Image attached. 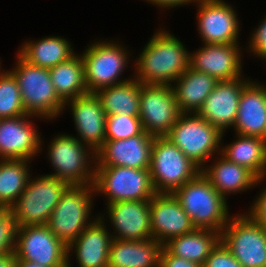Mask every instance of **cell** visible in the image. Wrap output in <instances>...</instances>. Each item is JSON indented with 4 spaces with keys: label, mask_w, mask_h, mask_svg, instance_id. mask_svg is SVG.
I'll use <instances>...</instances> for the list:
<instances>
[{
    "label": "cell",
    "mask_w": 266,
    "mask_h": 267,
    "mask_svg": "<svg viewBox=\"0 0 266 267\" xmlns=\"http://www.w3.org/2000/svg\"><path fill=\"white\" fill-rule=\"evenodd\" d=\"M260 24L250 38L249 52L266 60V18Z\"/></svg>",
    "instance_id": "obj_37"
},
{
    "label": "cell",
    "mask_w": 266,
    "mask_h": 267,
    "mask_svg": "<svg viewBox=\"0 0 266 267\" xmlns=\"http://www.w3.org/2000/svg\"><path fill=\"white\" fill-rule=\"evenodd\" d=\"M260 193L254 200L250 212L248 215L263 229L266 230V188L262 189Z\"/></svg>",
    "instance_id": "obj_38"
},
{
    "label": "cell",
    "mask_w": 266,
    "mask_h": 267,
    "mask_svg": "<svg viewBox=\"0 0 266 267\" xmlns=\"http://www.w3.org/2000/svg\"><path fill=\"white\" fill-rule=\"evenodd\" d=\"M202 267H243L220 241L212 250Z\"/></svg>",
    "instance_id": "obj_36"
},
{
    "label": "cell",
    "mask_w": 266,
    "mask_h": 267,
    "mask_svg": "<svg viewBox=\"0 0 266 267\" xmlns=\"http://www.w3.org/2000/svg\"><path fill=\"white\" fill-rule=\"evenodd\" d=\"M16 228L10 208L0 205V254L15 251Z\"/></svg>",
    "instance_id": "obj_35"
},
{
    "label": "cell",
    "mask_w": 266,
    "mask_h": 267,
    "mask_svg": "<svg viewBox=\"0 0 266 267\" xmlns=\"http://www.w3.org/2000/svg\"><path fill=\"white\" fill-rule=\"evenodd\" d=\"M143 131L139 117L124 114L106 116V140L127 139Z\"/></svg>",
    "instance_id": "obj_34"
},
{
    "label": "cell",
    "mask_w": 266,
    "mask_h": 267,
    "mask_svg": "<svg viewBox=\"0 0 266 267\" xmlns=\"http://www.w3.org/2000/svg\"><path fill=\"white\" fill-rule=\"evenodd\" d=\"M17 256L15 251L0 254V267H16Z\"/></svg>",
    "instance_id": "obj_41"
},
{
    "label": "cell",
    "mask_w": 266,
    "mask_h": 267,
    "mask_svg": "<svg viewBox=\"0 0 266 267\" xmlns=\"http://www.w3.org/2000/svg\"><path fill=\"white\" fill-rule=\"evenodd\" d=\"M122 47L118 42L98 41L81 54L88 93H96L131 79H119L129 62V53Z\"/></svg>",
    "instance_id": "obj_10"
},
{
    "label": "cell",
    "mask_w": 266,
    "mask_h": 267,
    "mask_svg": "<svg viewBox=\"0 0 266 267\" xmlns=\"http://www.w3.org/2000/svg\"><path fill=\"white\" fill-rule=\"evenodd\" d=\"M219 81L205 72L188 68L172 83L180 113H197Z\"/></svg>",
    "instance_id": "obj_26"
},
{
    "label": "cell",
    "mask_w": 266,
    "mask_h": 267,
    "mask_svg": "<svg viewBox=\"0 0 266 267\" xmlns=\"http://www.w3.org/2000/svg\"><path fill=\"white\" fill-rule=\"evenodd\" d=\"M172 194L195 228L222 232L230 218L227 201L202 172Z\"/></svg>",
    "instance_id": "obj_2"
},
{
    "label": "cell",
    "mask_w": 266,
    "mask_h": 267,
    "mask_svg": "<svg viewBox=\"0 0 266 267\" xmlns=\"http://www.w3.org/2000/svg\"><path fill=\"white\" fill-rule=\"evenodd\" d=\"M30 160H0V205L10 208L24 191L29 178Z\"/></svg>",
    "instance_id": "obj_32"
},
{
    "label": "cell",
    "mask_w": 266,
    "mask_h": 267,
    "mask_svg": "<svg viewBox=\"0 0 266 267\" xmlns=\"http://www.w3.org/2000/svg\"><path fill=\"white\" fill-rule=\"evenodd\" d=\"M180 114L172 85L141 84L139 119L146 133L166 136Z\"/></svg>",
    "instance_id": "obj_13"
},
{
    "label": "cell",
    "mask_w": 266,
    "mask_h": 267,
    "mask_svg": "<svg viewBox=\"0 0 266 267\" xmlns=\"http://www.w3.org/2000/svg\"><path fill=\"white\" fill-rule=\"evenodd\" d=\"M159 267H202V265L175 256L164 246L160 254Z\"/></svg>",
    "instance_id": "obj_39"
},
{
    "label": "cell",
    "mask_w": 266,
    "mask_h": 267,
    "mask_svg": "<svg viewBox=\"0 0 266 267\" xmlns=\"http://www.w3.org/2000/svg\"><path fill=\"white\" fill-rule=\"evenodd\" d=\"M93 193V184L70 185L52 211L47 226L66 246L91 224Z\"/></svg>",
    "instance_id": "obj_8"
},
{
    "label": "cell",
    "mask_w": 266,
    "mask_h": 267,
    "mask_svg": "<svg viewBox=\"0 0 266 267\" xmlns=\"http://www.w3.org/2000/svg\"><path fill=\"white\" fill-rule=\"evenodd\" d=\"M108 217L113 225L112 238L141 241L151 239L150 200L119 201L107 205Z\"/></svg>",
    "instance_id": "obj_21"
},
{
    "label": "cell",
    "mask_w": 266,
    "mask_h": 267,
    "mask_svg": "<svg viewBox=\"0 0 266 267\" xmlns=\"http://www.w3.org/2000/svg\"><path fill=\"white\" fill-rule=\"evenodd\" d=\"M16 66L11 69L21 92L27 114L43 119H56L65 102L56 93L49 68L32 65L17 53Z\"/></svg>",
    "instance_id": "obj_3"
},
{
    "label": "cell",
    "mask_w": 266,
    "mask_h": 267,
    "mask_svg": "<svg viewBox=\"0 0 266 267\" xmlns=\"http://www.w3.org/2000/svg\"><path fill=\"white\" fill-rule=\"evenodd\" d=\"M238 44H204L195 53H190L189 67L218 81L241 78L242 57Z\"/></svg>",
    "instance_id": "obj_17"
},
{
    "label": "cell",
    "mask_w": 266,
    "mask_h": 267,
    "mask_svg": "<svg viewBox=\"0 0 266 267\" xmlns=\"http://www.w3.org/2000/svg\"><path fill=\"white\" fill-rule=\"evenodd\" d=\"M95 194L106 195L107 203L151 200L156 194L149 169L124 166H95Z\"/></svg>",
    "instance_id": "obj_9"
},
{
    "label": "cell",
    "mask_w": 266,
    "mask_h": 267,
    "mask_svg": "<svg viewBox=\"0 0 266 267\" xmlns=\"http://www.w3.org/2000/svg\"><path fill=\"white\" fill-rule=\"evenodd\" d=\"M220 156L216 157L218 161L215 160L212 166H203L201 172L225 199L232 192L236 194L246 191L264 180L265 177L257 178L247 168L228 161L221 154Z\"/></svg>",
    "instance_id": "obj_24"
},
{
    "label": "cell",
    "mask_w": 266,
    "mask_h": 267,
    "mask_svg": "<svg viewBox=\"0 0 266 267\" xmlns=\"http://www.w3.org/2000/svg\"><path fill=\"white\" fill-rule=\"evenodd\" d=\"M141 84L133 77L124 83L97 91L95 94L106 116L124 114L139 117Z\"/></svg>",
    "instance_id": "obj_30"
},
{
    "label": "cell",
    "mask_w": 266,
    "mask_h": 267,
    "mask_svg": "<svg viewBox=\"0 0 266 267\" xmlns=\"http://www.w3.org/2000/svg\"><path fill=\"white\" fill-rule=\"evenodd\" d=\"M221 241L243 267H266V230L248 214L230 217Z\"/></svg>",
    "instance_id": "obj_11"
},
{
    "label": "cell",
    "mask_w": 266,
    "mask_h": 267,
    "mask_svg": "<svg viewBox=\"0 0 266 267\" xmlns=\"http://www.w3.org/2000/svg\"><path fill=\"white\" fill-rule=\"evenodd\" d=\"M224 134L197 113H181L165 137L202 169L215 153H220Z\"/></svg>",
    "instance_id": "obj_6"
},
{
    "label": "cell",
    "mask_w": 266,
    "mask_h": 267,
    "mask_svg": "<svg viewBox=\"0 0 266 267\" xmlns=\"http://www.w3.org/2000/svg\"><path fill=\"white\" fill-rule=\"evenodd\" d=\"M49 71L55 91L64 102L88 94L81 55L75 54Z\"/></svg>",
    "instance_id": "obj_31"
},
{
    "label": "cell",
    "mask_w": 266,
    "mask_h": 267,
    "mask_svg": "<svg viewBox=\"0 0 266 267\" xmlns=\"http://www.w3.org/2000/svg\"><path fill=\"white\" fill-rule=\"evenodd\" d=\"M48 147L49 161L55 170L48 175L64 180L71 186L94 183L96 153L90 147L65 133L54 137Z\"/></svg>",
    "instance_id": "obj_7"
},
{
    "label": "cell",
    "mask_w": 266,
    "mask_h": 267,
    "mask_svg": "<svg viewBox=\"0 0 266 267\" xmlns=\"http://www.w3.org/2000/svg\"><path fill=\"white\" fill-rule=\"evenodd\" d=\"M236 138L231 144L222 146L220 154L228 161L247 168L257 178L266 177V140L239 134Z\"/></svg>",
    "instance_id": "obj_27"
},
{
    "label": "cell",
    "mask_w": 266,
    "mask_h": 267,
    "mask_svg": "<svg viewBox=\"0 0 266 267\" xmlns=\"http://www.w3.org/2000/svg\"><path fill=\"white\" fill-rule=\"evenodd\" d=\"M18 54L30 64L43 68L54 67L75 55L67 39L53 35L36 42L26 41Z\"/></svg>",
    "instance_id": "obj_29"
},
{
    "label": "cell",
    "mask_w": 266,
    "mask_h": 267,
    "mask_svg": "<svg viewBox=\"0 0 266 267\" xmlns=\"http://www.w3.org/2000/svg\"><path fill=\"white\" fill-rule=\"evenodd\" d=\"M221 241V233L195 228L192 232L171 239L164 246L175 256L203 266L212 250Z\"/></svg>",
    "instance_id": "obj_28"
},
{
    "label": "cell",
    "mask_w": 266,
    "mask_h": 267,
    "mask_svg": "<svg viewBox=\"0 0 266 267\" xmlns=\"http://www.w3.org/2000/svg\"><path fill=\"white\" fill-rule=\"evenodd\" d=\"M233 129L236 134L266 140V85L250 80L243 87Z\"/></svg>",
    "instance_id": "obj_23"
},
{
    "label": "cell",
    "mask_w": 266,
    "mask_h": 267,
    "mask_svg": "<svg viewBox=\"0 0 266 267\" xmlns=\"http://www.w3.org/2000/svg\"><path fill=\"white\" fill-rule=\"evenodd\" d=\"M104 221L103 215L96 216V219L94 218V221L67 246V267H71L69 255L71 256L73 250L80 267H108V255L113 238Z\"/></svg>",
    "instance_id": "obj_22"
},
{
    "label": "cell",
    "mask_w": 266,
    "mask_h": 267,
    "mask_svg": "<svg viewBox=\"0 0 266 267\" xmlns=\"http://www.w3.org/2000/svg\"><path fill=\"white\" fill-rule=\"evenodd\" d=\"M249 81L244 77L219 81L197 114L224 133L229 126H234L240 96Z\"/></svg>",
    "instance_id": "obj_20"
},
{
    "label": "cell",
    "mask_w": 266,
    "mask_h": 267,
    "mask_svg": "<svg viewBox=\"0 0 266 267\" xmlns=\"http://www.w3.org/2000/svg\"><path fill=\"white\" fill-rule=\"evenodd\" d=\"M149 3L158 6V7H163V8H174V7H178L181 5H186V4H191L194 1L197 2L198 0H146Z\"/></svg>",
    "instance_id": "obj_40"
},
{
    "label": "cell",
    "mask_w": 266,
    "mask_h": 267,
    "mask_svg": "<svg viewBox=\"0 0 266 267\" xmlns=\"http://www.w3.org/2000/svg\"><path fill=\"white\" fill-rule=\"evenodd\" d=\"M18 82L11 71L0 72V119L26 115Z\"/></svg>",
    "instance_id": "obj_33"
},
{
    "label": "cell",
    "mask_w": 266,
    "mask_h": 267,
    "mask_svg": "<svg viewBox=\"0 0 266 267\" xmlns=\"http://www.w3.org/2000/svg\"><path fill=\"white\" fill-rule=\"evenodd\" d=\"M151 232L163 246L171 239L192 232L195 227L172 193H156L150 200Z\"/></svg>",
    "instance_id": "obj_15"
},
{
    "label": "cell",
    "mask_w": 266,
    "mask_h": 267,
    "mask_svg": "<svg viewBox=\"0 0 266 267\" xmlns=\"http://www.w3.org/2000/svg\"><path fill=\"white\" fill-rule=\"evenodd\" d=\"M15 253L17 260L43 267H67V246L47 225L17 227Z\"/></svg>",
    "instance_id": "obj_12"
},
{
    "label": "cell",
    "mask_w": 266,
    "mask_h": 267,
    "mask_svg": "<svg viewBox=\"0 0 266 267\" xmlns=\"http://www.w3.org/2000/svg\"><path fill=\"white\" fill-rule=\"evenodd\" d=\"M67 102L79 136L76 138L96 153L106 140V114L101 101L95 93H88L65 101V109Z\"/></svg>",
    "instance_id": "obj_19"
},
{
    "label": "cell",
    "mask_w": 266,
    "mask_h": 267,
    "mask_svg": "<svg viewBox=\"0 0 266 267\" xmlns=\"http://www.w3.org/2000/svg\"><path fill=\"white\" fill-rule=\"evenodd\" d=\"M16 267H43L31 261L17 260Z\"/></svg>",
    "instance_id": "obj_42"
},
{
    "label": "cell",
    "mask_w": 266,
    "mask_h": 267,
    "mask_svg": "<svg viewBox=\"0 0 266 267\" xmlns=\"http://www.w3.org/2000/svg\"><path fill=\"white\" fill-rule=\"evenodd\" d=\"M184 46L160 28L135 60L134 78L142 84L172 85L189 68L190 52Z\"/></svg>",
    "instance_id": "obj_1"
},
{
    "label": "cell",
    "mask_w": 266,
    "mask_h": 267,
    "mask_svg": "<svg viewBox=\"0 0 266 267\" xmlns=\"http://www.w3.org/2000/svg\"><path fill=\"white\" fill-rule=\"evenodd\" d=\"M30 117L0 119V159L31 160L40 153L42 140Z\"/></svg>",
    "instance_id": "obj_18"
},
{
    "label": "cell",
    "mask_w": 266,
    "mask_h": 267,
    "mask_svg": "<svg viewBox=\"0 0 266 267\" xmlns=\"http://www.w3.org/2000/svg\"><path fill=\"white\" fill-rule=\"evenodd\" d=\"M35 178H29L24 191L10 207L17 227L47 225L62 194L70 186L48 174Z\"/></svg>",
    "instance_id": "obj_4"
},
{
    "label": "cell",
    "mask_w": 266,
    "mask_h": 267,
    "mask_svg": "<svg viewBox=\"0 0 266 267\" xmlns=\"http://www.w3.org/2000/svg\"><path fill=\"white\" fill-rule=\"evenodd\" d=\"M196 4L199 7L197 27L204 44L238 42L240 27L233 6L223 0H198Z\"/></svg>",
    "instance_id": "obj_14"
},
{
    "label": "cell",
    "mask_w": 266,
    "mask_h": 267,
    "mask_svg": "<svg viewBox=\"0 0 266 267\" xmlns=\"http://www.w3.org/2000/svg\"><path fill=\"white\" fill-rule=\"evenodd\" d=\"M163 247L153 238L141 241L113 238L108 255V267H159Z\"/></svg>",
    "instance_id": "obj_25"
},
{
    "label": "cell",
    "mask_w": 266,
    "mask_h": 267,
    "mask_svg": "<svg viewBox=\"0 0 266 267\" xmlns=\"http://www.w3.org/2000/svg\"><path fill=\"white\" fill-rule=\"evenodd\" d=\"M149 172L156 193H173L194 179L201 168L164 136L153 140Z\"/></svg>",
    "instance_id": "obj_5"
},
{
    "label": "cell",
    "mask_w": 266,
    "mask_h": 267,
    "mask_svg": "<svg viewBox=\"0 0 266 267\" xmlns=\"http://www.w3.org/2000/svg\"><path fill=\"white\" fill-rule=\"evenodd\" d=\"M154 136L143 131L127 139L105 140L96 152L95 166L149 169Z\"/></svg>",
    "instance_id": "obj_16"
}]
</instances>
